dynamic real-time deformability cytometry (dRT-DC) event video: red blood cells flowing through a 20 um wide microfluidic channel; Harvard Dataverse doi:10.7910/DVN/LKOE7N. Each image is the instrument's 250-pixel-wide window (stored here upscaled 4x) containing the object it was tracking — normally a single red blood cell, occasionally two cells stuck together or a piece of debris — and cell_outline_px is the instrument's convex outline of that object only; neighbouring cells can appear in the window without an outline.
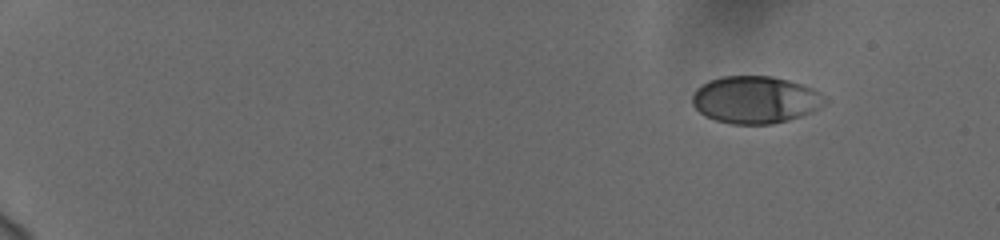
{"species": "human", "species_latin": "Homo sapiens", "temperature_condition": "cold", "stored_images_in_passage": 51, "camera_frame_rate_fps": 3000, "um_per_image_px": 0.085, "donor": {"sex": "female"}, "frame": {"image": 1, "passage_image": 1, "time_ms": 0.0, "image_size_px": [1000, 240], "cell_outline_px": [[828, 100], [820, 108], [812, 112], [788, 120], [772, 124], [732, 124], [716, 120], [704, 116], [692, 104], [692, 96], [696, 88], [708, 80], [720, 76], [772, 76], [804, 84], [828, 96]], "centroid_in_image_um": [64.23, 8.47], "position_along_channel_um": 20.8, "area_um2": 36.93}}
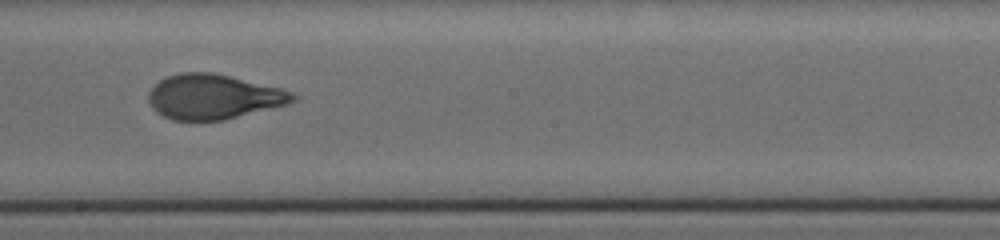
{"frame": {"image": 2, "passage_image": 30, "time_ms": 9.667, "image_size_px": [1000, 240], "cell_outline_px": [[300, 96], [296, 100], [288, 104], [224, 120], [172, 120], [156, 112], [152, 108], [148, 100], [148, 92], [160, 80], [168, 76], [180, 72], [212, 72], [280, 88], [292, 92]], "centroid_in_image_um": [18.15, 8.23], "position_along_channel_um": 230.1, "area_um2": 37.63}}
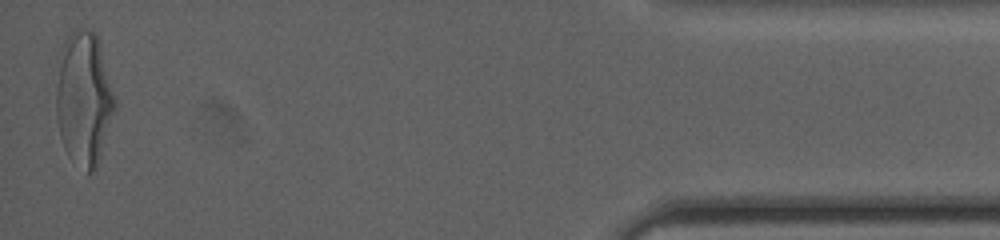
{"frame": {"image": 3, "passage_image": 51, "time_ms": 16.667, "image_size_px": [1000, 240], "cell_outline_px": [[116, 108], [96, 168], [88, 176], [68, 156], [64, 148], [60, 136], [56, 116], [56, 88], [64, 40], [76, 28], [80, 28], [96, 32], [116, 100]], "centroid_in_image_um": [7.14, 8.44], "position_along_channel_um": 428.1, "area_um2": 45.55}, "authors_computed_cell_mechanics": {"area_um2": 37.6278, "velocity_mm_per_s": 3.7541, "shape_relaxation_time_tau1_ms": 4.5912, "shape_relaxation_time_tau2_ms": 0.5633, "deformation_change_tau1": 0.1879, "deformation_change_tau2": 0.0714}}